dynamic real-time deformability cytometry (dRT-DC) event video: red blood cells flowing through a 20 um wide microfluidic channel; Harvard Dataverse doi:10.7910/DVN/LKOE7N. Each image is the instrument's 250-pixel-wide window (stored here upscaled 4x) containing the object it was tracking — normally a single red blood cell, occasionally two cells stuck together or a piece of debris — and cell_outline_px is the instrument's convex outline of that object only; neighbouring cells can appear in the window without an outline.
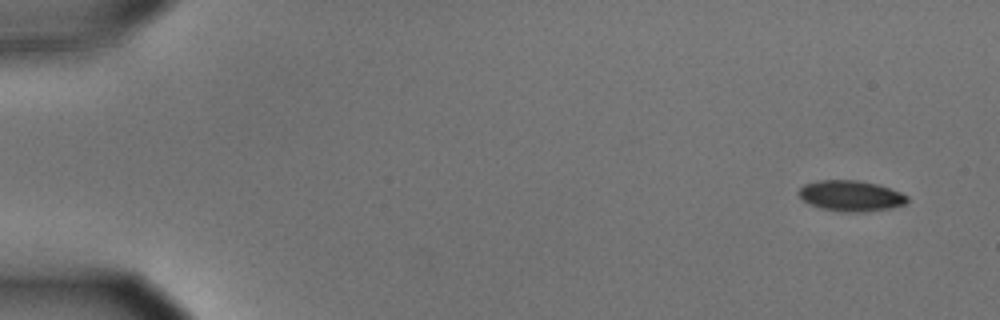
{"species": "common noctule bat (a hibernating species)", "species_latin": "Nyctalus noctula", "temperature_condition": "cold", "stored_images_in_passage": 54, "camera_frame_rate_fps": 3000, "um_per_image_px": 0.085, "animal": {"sex": "male", "body_mass_g": 15.6}, "frame": {"image": 1, "passage_image": 1, "time_ms": 0.0, "image_size_px": [1000, 320], "cell_outline_px": [[908, 200], [904, 204], [888, 208], [864, 212], [844, 212], [820, 208], [808, 204], [796, 192], [804, 184], [816, 180], [856, 180], [880, 184], [900, 192], [908, 196]], "centroid_in_image_um": [72.29, 16.64], "position_along_channel_um": 12.7, "area_um2": 19.54}}
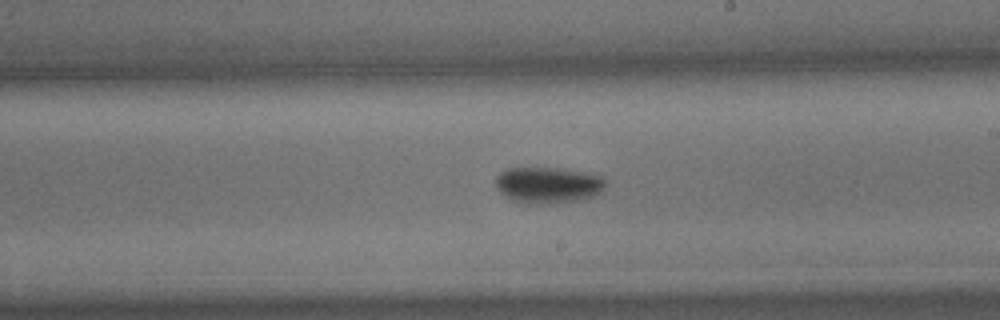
{"frame": {"image": 2, "passage_image": 31, "time_ms": 10.0, "image_size_px": [1000, 320], "cell_outline_px": [[604, 188], [596, 196], [556, 204], [524, 204], [512, 200], [500, 192], [496, 188], [496, 176], [500, 172], [508, 168], [556, 168], [588, 172], [604, 176]], "centroid_in_image_um": [46.59, 15.74], "position_along_channel_um": 242.4, "area_um2": 23.52}}
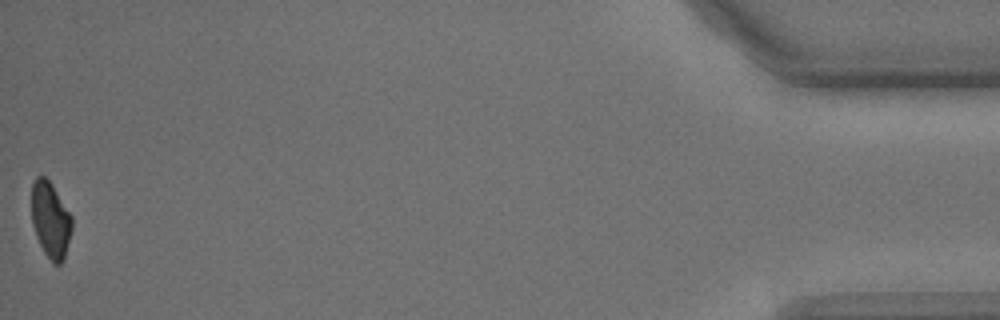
{"frame": {"image": 3, "passage_image": 54, "time_ms": 17.667, "image_size_px": [1000, 320], "cell_outline_px": [[72, 228], [64, 260], [60, 264], [52, 264], [44, 252], [36, 236], [32, 224], [32, 180], [36, 176], [44, 176], [52, 184], [72, 216]], "centroid_in_image_um": [4.29, 18.69], "position_along_channel_um": 430.9, "area_um2": 17.98}}